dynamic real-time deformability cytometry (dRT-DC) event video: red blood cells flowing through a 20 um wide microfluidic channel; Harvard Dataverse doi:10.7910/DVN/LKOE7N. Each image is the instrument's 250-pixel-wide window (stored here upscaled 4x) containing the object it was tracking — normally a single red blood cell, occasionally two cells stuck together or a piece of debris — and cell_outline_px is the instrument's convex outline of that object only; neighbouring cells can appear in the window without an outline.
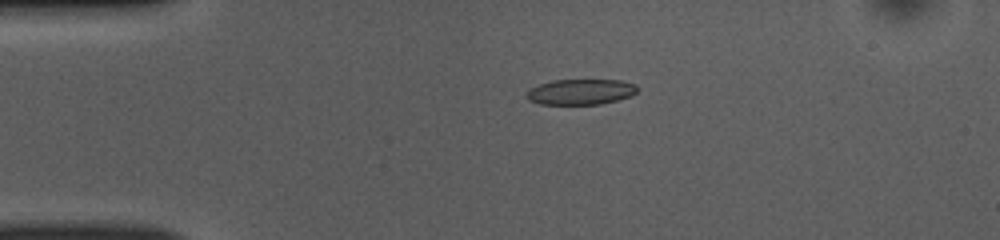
{"species": "common noctule bat (a hibernating species)", "species_latin": "Nyctalus noctula", "temperature_condition": "room temperature", "stored_images_in_passage": 13, "camera_frame_rate_fps": 3000, "um_per_image_px": 0.085, "animal": {"sex": "female", "body_mass_g": 10.0, "forearm_length_mm": 53.1}, "frame": {"image": 1, "passage_image": 11, "time_ms": 3.333, "image_size_px": [1000, 240], "cell_outline_px": [[640, 88], [632, 96], [600, 104], [540, 104], [528, 100], [524, 96], [532, 88], [540, 84], [552, 80], [620, 80], [636, 84]], "centroid_in_image_um": [49.39, 7.8], "position_along_channel_um": 35.6, "area_um2": 16.53}}